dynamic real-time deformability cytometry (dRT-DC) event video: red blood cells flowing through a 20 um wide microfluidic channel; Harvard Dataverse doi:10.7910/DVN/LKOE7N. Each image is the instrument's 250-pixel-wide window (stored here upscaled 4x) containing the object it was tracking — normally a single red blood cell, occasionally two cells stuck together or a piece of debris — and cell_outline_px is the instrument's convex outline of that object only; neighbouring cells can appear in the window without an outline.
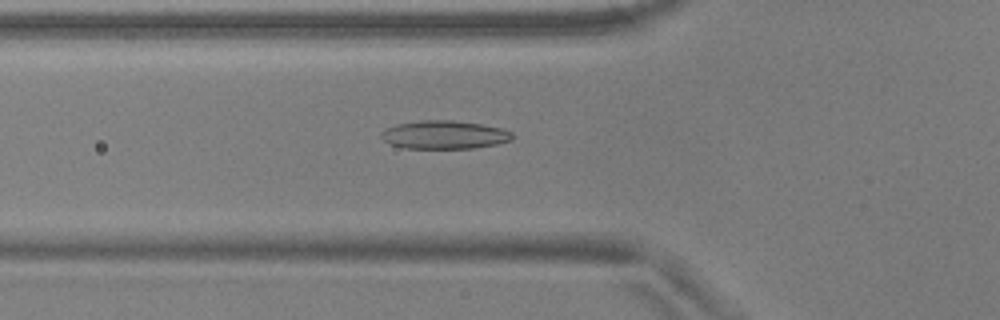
{"species": "common noctule bat (a hibernating species)", "species_latin": "Nyctalus noctula", "temperature_condition": "warm", "stored_images_in_passage": 37, "camera_frame_rate_fps": 3000, "um_per_image_px": 0.085, "animal": {"sex": "male", "body_mass_g": 17.9, "forearm_length_mm": 54.2}, "frame": {"image": 1, "passage_image": 19, "time_ms": 6.0, "image_size_px": [1000, 320], "cell_outline_px": [[512, 140], [496, 144], [472, 148], [404, 148], [392, 144], [384, 140], [380, 136], [380, 132], [396, 124], [420, 120], [452, 120], [480, 124], [504, 128], [512, 132]], "centroid_in_image_um": [37.78, 11.45], "position_along_channel_um": 88.0, "area_um2": 21.56}}
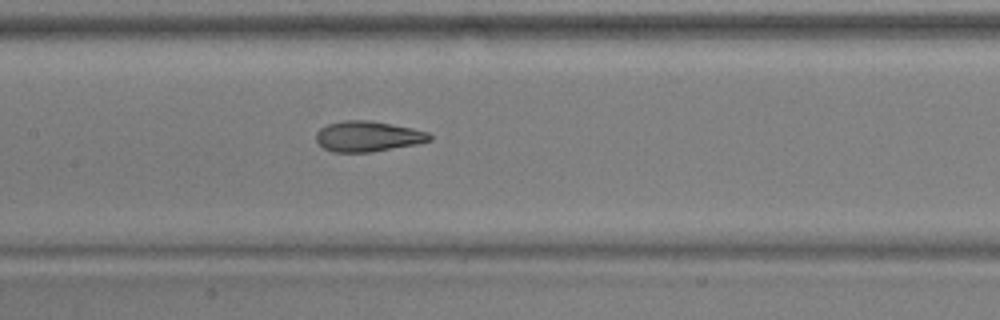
{"frame": {"image": 2, "passage_image": 26, "time_ms": 8.333, "image_size_px": [1000, 320], "cell_outline_px": [[432, 140], [416, 144], [372, 152], [332, 152], [324, 148], [316, 140], [316, 132], [320, 128], [328, 124], [344, 120], [368, 120], [392, 124], [412, 128], [428, 132], [432, 136]], "centroid_in_image_um": [31.27, 11.59], "position_along_channel_um": 176.1, "area_um2": 20.17}}
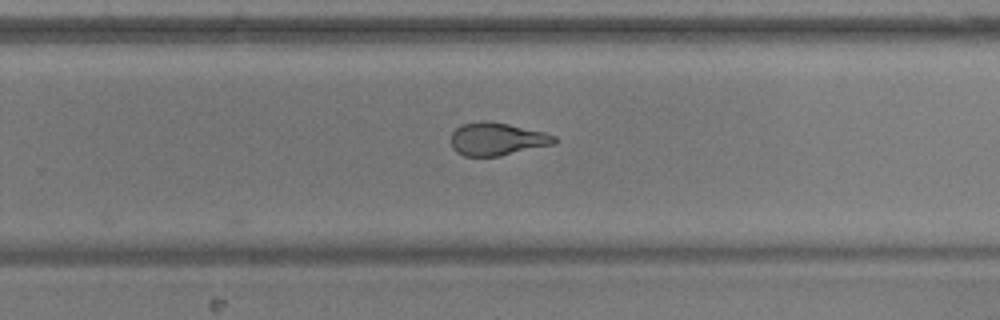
{"frame": {"image": 3, "passage_image": 35, "time_ms": 11.333, "image_size_px": [1000, 320], "cell_outline_px": [[556, 144], [500, 156], [464, 156], [456, 152], [452, 148], [452, 132], [456, 128], [464, 124], [480, 120], [484, 120], [508, 124], [544, 132], [556, 136]], "centroid_in_image_um": [42.26, 11.82], "position_along_channel_um": 287.5, "area_um2": 19.83}}